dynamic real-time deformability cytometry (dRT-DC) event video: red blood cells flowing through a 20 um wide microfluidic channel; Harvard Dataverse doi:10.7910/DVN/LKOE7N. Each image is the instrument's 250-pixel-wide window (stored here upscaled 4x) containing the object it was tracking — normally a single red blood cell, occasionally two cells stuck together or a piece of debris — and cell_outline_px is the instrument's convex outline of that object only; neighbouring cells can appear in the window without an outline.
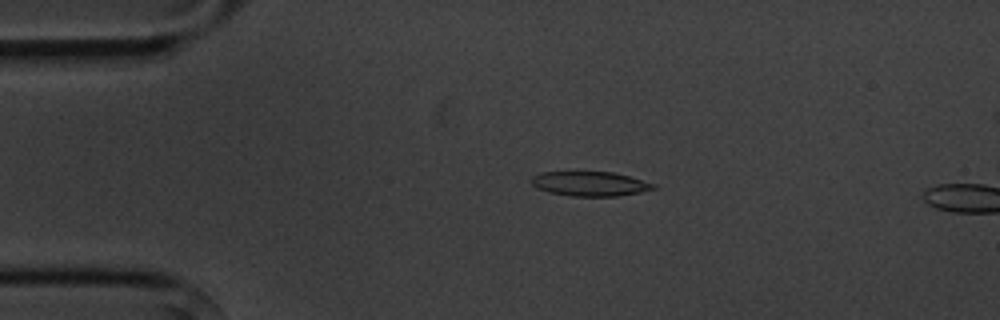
{"species": "common noctule bat (a hibernating species)", "species_latin": "Nyctalus noctula", "temperature_condition": "cold", "stored_images_in_passage": 4, "camera_frame_rate_fps": 3000, "um_per_image_px": 0.085, "animal": {"sex": "male", "body_mass_g": 20.1, "forearm_length_mm": 53.5}, "frame": {"image": 1, "passage_image": 3, "time_ms": 3.333, "image_size_px": [1000, 320], "cell_outline_px": [[656, 188], [640, 192], [620, 196], [572, 196], [548, 192], [536, 188], [532, 184], [532, 176], [544, 172], [612, 172], [628, 176], [656, 184]], "centroid_in_image_um": [50.15, 15.63], "position_along_channel_um": 34.9, "area_um2": 17.34}}